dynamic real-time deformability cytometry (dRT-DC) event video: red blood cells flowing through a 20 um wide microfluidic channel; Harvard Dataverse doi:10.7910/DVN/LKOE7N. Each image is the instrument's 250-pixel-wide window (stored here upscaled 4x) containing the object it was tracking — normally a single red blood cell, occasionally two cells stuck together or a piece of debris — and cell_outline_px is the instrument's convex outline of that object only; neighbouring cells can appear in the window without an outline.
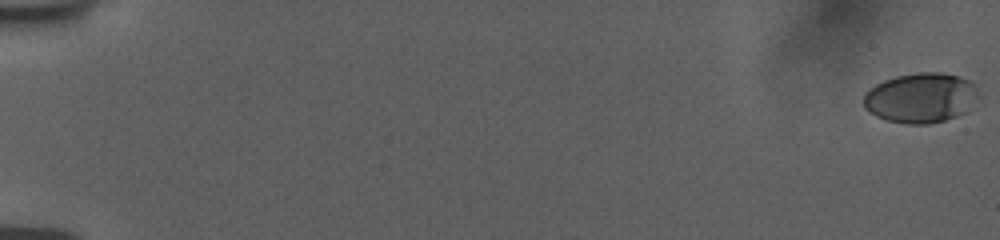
{"species": "human", "species_latin": "Homo sapiens", "temperature_condition": "room temperature", "stored_images_in_passage": 57, "camera_frame_rate_fps": 3000, "um_per_image_px": 0.085, "donor": {"sex": "female"}, "frame": {"image": 1, "passage_image": 1, "time_ms": 0.0, "image_size_px": [1000, 240], "cell_outline_px": [[980, 96], [968, 112], [944, 120], [928, 124], [904, 124], [884, 120], [868, 112], [864, 108], [864, 96], [876, 84], [884, 80], [896, 76], [920, 72], [944, 72], [960, 76], [976, 84]], "centroid_in_image_um": [78.32, 8.32], "position_along_channel_um": 6.7, "area_um2": 33.93}}
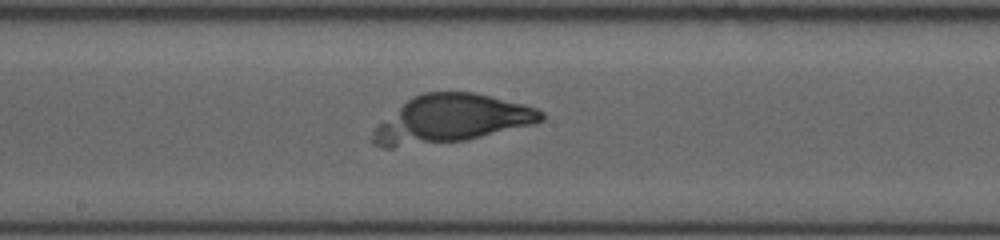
{"frame": {"image": 2, "passage_image": 33, "time_ms": 10.667, "image_size_px": [1000, 240], "cell_outline_px": [[544, 120], [536, 124], [464, 140], [392, 148], [380, 148], [372, 140], [372, 132], [380, 124], [412, 96], [424, 92], [472, 92], [524, 104], [536, 108], [544, 112]], "centroid_in_image_um": [38.39, 10.12], "position_along_channel_um": 209.8, "area_um2": 46.53}}
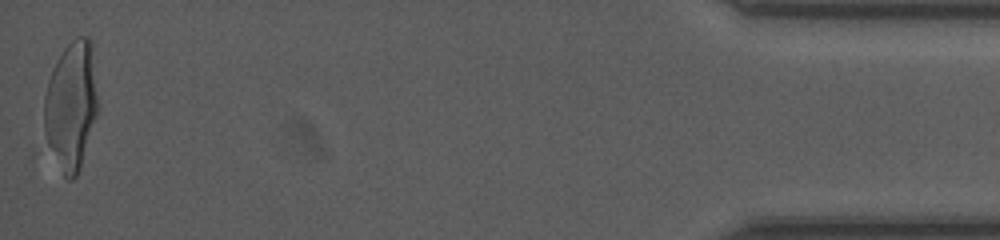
{"frame": {"image": 3, "passage_image": 57, "time_ms": 18.667, "image_size_px": [1000, 240], "cell_outline_px": [[96, 116], [80, 168], [76, 176], [72, 180], [68, 180], [64, 176], [48, 144], [44, 132], [44, 96], [48, 80], [52, 68], [56, 60], [64, 48], [76, 36], [88, 36], [92, 40], [96, 96]], "centroid_in_image_um": [6.03, 8.93], "position_along_channel_um": 429.2, "area_um2": 39.88}}